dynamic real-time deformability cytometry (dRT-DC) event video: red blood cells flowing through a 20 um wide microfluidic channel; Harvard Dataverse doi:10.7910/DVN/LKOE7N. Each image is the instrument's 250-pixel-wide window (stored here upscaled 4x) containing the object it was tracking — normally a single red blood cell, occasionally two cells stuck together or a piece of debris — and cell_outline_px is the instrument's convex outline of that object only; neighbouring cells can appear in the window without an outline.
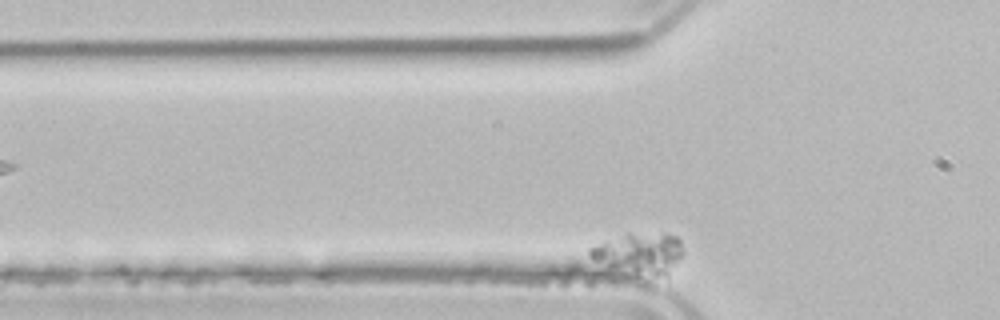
{"species": "common noctule bat (a hibernating species)", "species_latin": "Nyctalus noctula", "temperature_condition": "room temperature", "stored_images_in_passage": 6, "camera_frame_rate_fps": 3000, "um_per_image_px": 0.085, "animal": {"sex": "male", "body_mass_g": 21.5, "forearm_length_mm": 52.0}, "frame": {"image": 1, "passage_image": 6, "time_ms": 6.667, "image_size_px": [1000, 320], "cell_outline_px": [[684, 252], [668, 276], [656, 276], [636, 272], [592, 260], [588, 256], [588, 248], [604, 240], [628, 232], [664, 232], [676, 236], [680, 240]], "centroid_in_image_um": [54.39, 21.45], "position_along_channel_um": 71.4, "area_um2": 22.31}}